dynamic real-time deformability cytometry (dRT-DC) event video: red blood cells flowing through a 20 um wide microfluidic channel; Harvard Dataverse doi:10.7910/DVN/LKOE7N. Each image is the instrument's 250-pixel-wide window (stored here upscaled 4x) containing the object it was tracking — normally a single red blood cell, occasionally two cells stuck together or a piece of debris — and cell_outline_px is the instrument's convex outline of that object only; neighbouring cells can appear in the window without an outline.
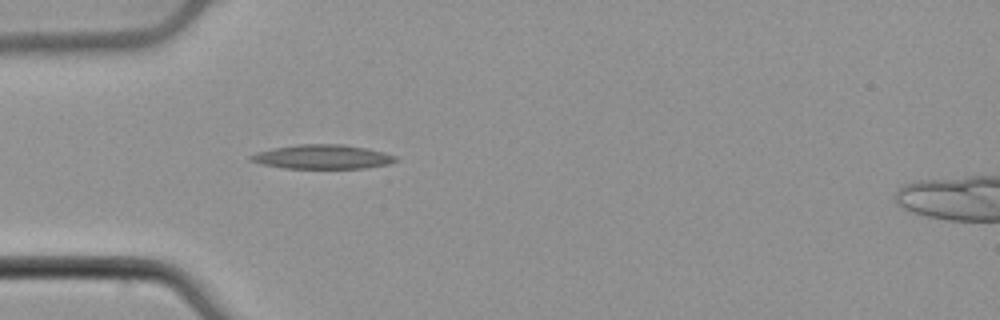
{"species": "common noctule bat (a hibernating species)", "species_latin": "Nyctalus noctula", "temperature_condition": "cold", "stored_images_in_passage": 38, "camera_frame_rate_fps": 3000, "um_per_image_px": 0.085, "animal": {"sex": "male", "body_mass_g": 21.5, "forearm_length_mm": 52.0}, "frame": {"image": 1, "passage_image": 1, "time_ms": 0.0, "image_size_px": [1000, 320], "cell_outline_px": [[400, 160], [388, 164], [364, 168], [284, 168], [260, 164], [248, 160], [248, 156], [256, 152], [276, 148], [300, 144], [344, 144], [384, 152], [396, 156]], "centroid_in_image_um": [27.4, 13.33], "position_along_channel_um": 57.6, "area_um2": 20.4}}
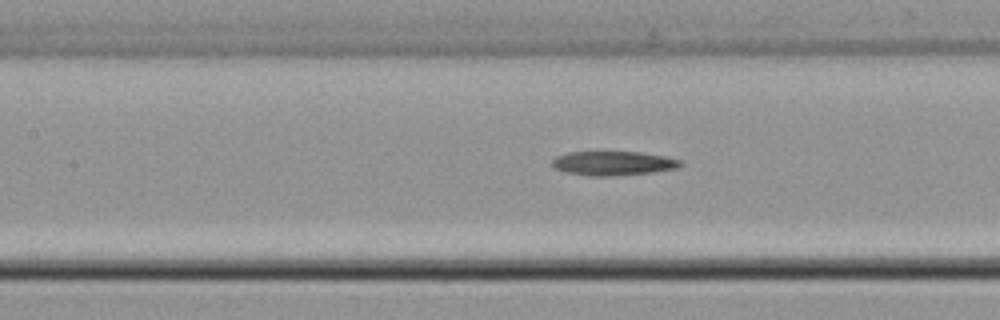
{"frame": {"image": 2, "passage_image": 9, "time_ms": 2.667, "image_size_px": [1000, 320], "cell_outline_px": [[684, 164], [676, 168], [652, 172], [612, 176], [588, 176], [564, 172], [552, 168], [552, 160], [556, 156], [568, 152], [640, 152], [664, 156], [680, 160]], "centroid_in_image_um": [52.07, 13.88], "position_along_channel_um": 155.3, "area_um2": 18.15}}
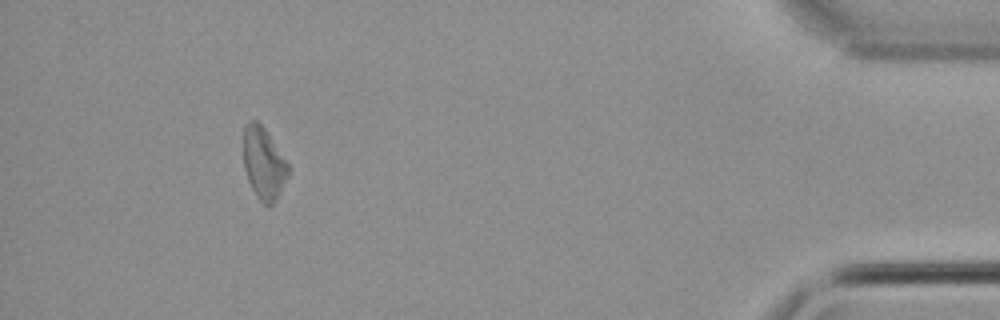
{"frame": {"image": 3, "passage_image": 34, "time_ms": 11.0, "image_size_px": [1000, 320], "cell_outline_px": [[288, 176], [272, 204], [268, 208], [256, 196], [248, 180], [244, 168], [244, 124], [248, 120], [256, 120], [264, 128], [288, 164]], "centroid_in_image_um": [22.38, 13.87], "position_along_channel_um": 412.8, "area_um2": 18.38}}